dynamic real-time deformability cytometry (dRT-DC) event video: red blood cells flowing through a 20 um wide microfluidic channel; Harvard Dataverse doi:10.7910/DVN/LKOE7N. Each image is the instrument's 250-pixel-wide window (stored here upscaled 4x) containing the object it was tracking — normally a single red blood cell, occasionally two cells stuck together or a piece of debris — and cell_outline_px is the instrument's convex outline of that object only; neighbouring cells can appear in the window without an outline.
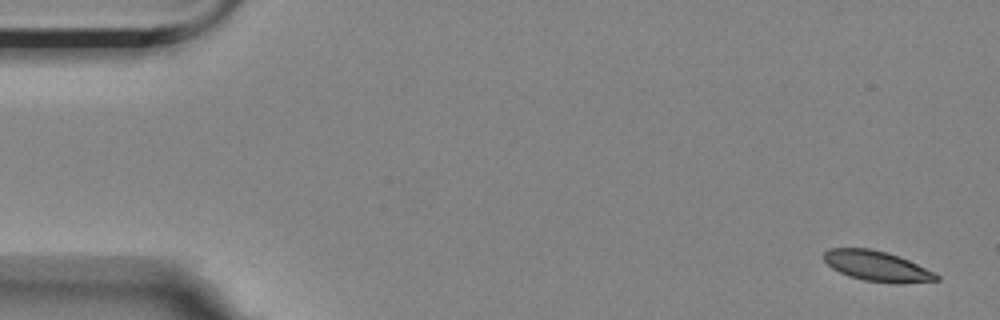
{"species": "Egyptian fruit bat (a non-hibernating species)", "species_latin": "Rousettus aegyptiacus", "temperature_condition": "room temperature", "stored_images_in_passage": 5, "segment_of_instrument_passage": [1, 2], "camera_frame_rate_fps": 3000, "um_per_image_px": 0.085, "animal": {"sex": "female"}, "frame": {"image": 1, "passage_image": 1, "time_ms": 0.0, "image_size_px": [1000, 320], "cell_outline_px": [[940, 280], [900, 284], [896, 284], [864, 280], [848, 276], [832, 268], [820, 256], [828, 248], [868, 248], [888, 252], [908, 260], [936, 272], [940, 276]], "centroid_in_image_um": [74.55, 22.62], "position_along_channel_um": 10.4, "area_um2": 20.11}}
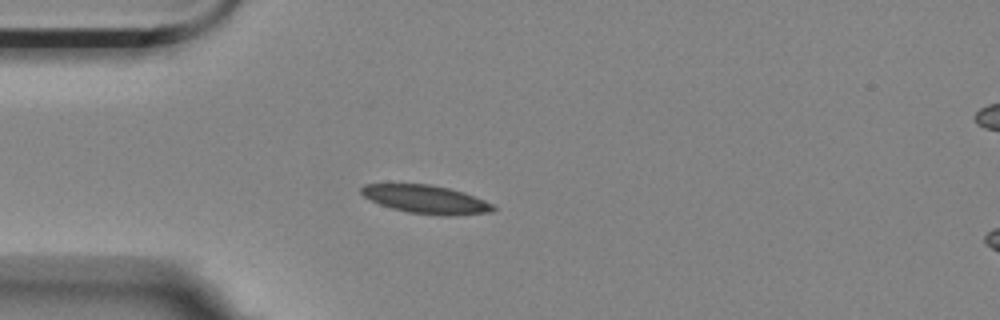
{"frame": {"image": 2, "passage_image": 4, "time_ms": 1.0, "image_size_px": [1000, 320], "cell_outline_px": [[496, 208], [492, 212], [456, 216], [440, 216], [408, 212], [392, 208], [380, 204], [364, 196], [360, 192], [360, 188], [364, 184], [428, 184], [448, 188], [464, 192], [484, 200], [492, 204]], "centroid_in_image_um": [36.24, 16.96], "position_along_channel_um": 48.8, "area_um2": 21.79}}